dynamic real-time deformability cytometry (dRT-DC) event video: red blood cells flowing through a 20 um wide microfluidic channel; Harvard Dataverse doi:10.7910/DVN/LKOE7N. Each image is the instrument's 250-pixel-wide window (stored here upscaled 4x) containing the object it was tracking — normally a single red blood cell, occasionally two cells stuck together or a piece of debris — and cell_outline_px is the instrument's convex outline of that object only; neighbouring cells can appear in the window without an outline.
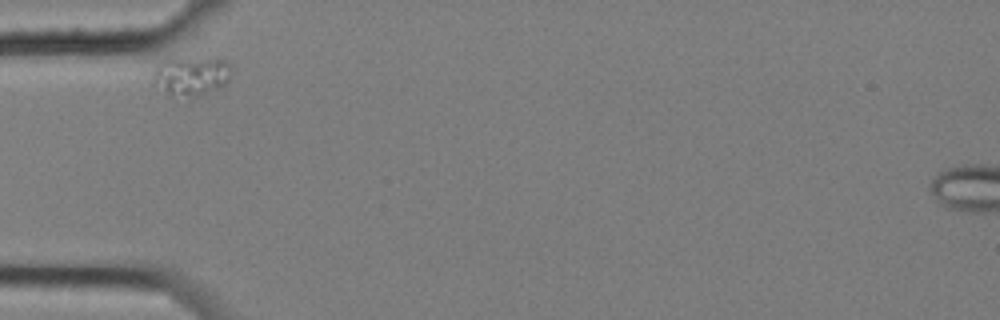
{"species": "common noctule bat (a hibernating species)", "species_latin": "Nyctalus noctula", "temperature_condition": "cold", "stored_images_in_passage": 2, "camera_frame_rate_fps": 3000, "um_per_image_px": 0.085, "animal": {"sex": "female", "body_mass_g": 25.1}, "frame": {"image": 1, "passage_image": 1, "time_ms": 0.0, "image_size_px": [1000, 320], "cell_outline_px": [[232, 64], [228, 80], [220, 88], [196, 96], [188, 96], [168, 92], [152, 76], [156, 68], [168, 60], [224, 60]], "centroid_in_image_um": [16.37, 6.46], "position_along_channel_um": 68.6, "area_um2": 16.24}}